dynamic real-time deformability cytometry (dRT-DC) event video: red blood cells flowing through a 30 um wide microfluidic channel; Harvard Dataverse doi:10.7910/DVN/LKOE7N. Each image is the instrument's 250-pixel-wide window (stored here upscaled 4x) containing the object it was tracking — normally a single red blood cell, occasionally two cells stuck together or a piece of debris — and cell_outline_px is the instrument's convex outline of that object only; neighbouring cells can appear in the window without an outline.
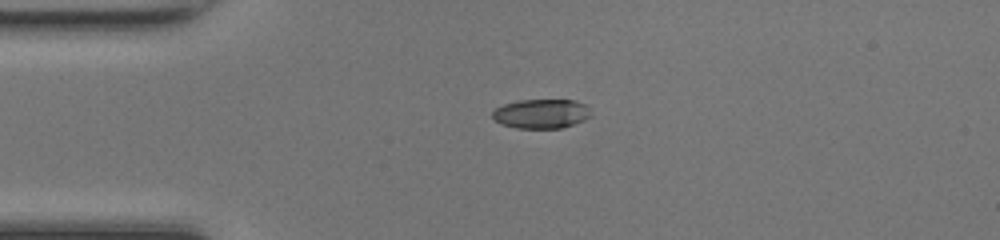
{"species": "common noctule bat (a hibernating species)", "species_latin": "Nyctalus noctula", "temperature_condition": "room temperature", "stored_images_in_passage": 38, "camera_frame_rate_fps": 3000, "um_per_image_px": 0.085, "animal": {"sex": "female", "body_mass_g": 17.0, "forearm_length_mm": 48.0}, "frame": {"image": 1, "passage_image": 1, "time_ms": 0.0, "image_size_px": [1000, 240], "cell_outline_px": [[592, 116], [584, 120], [560, 128], [516, 128], [500, 124], [492, 116], [492, 112], [496, 108], [504, 104], [520, 100], [576, 100], [584, 104]], "centroid_in_image_um": [45.99, 9.67], "position_along_channel_um": 39.0, "area_um2": 16.7}}
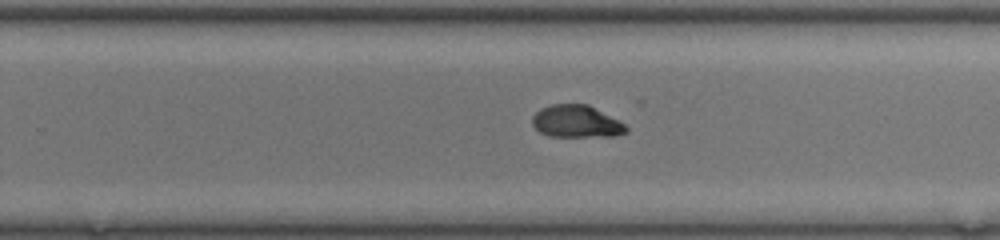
{"frame": {"image": 2, "passage_image": 20, "time_ms": 6.333, "image_size_px": [1000, 240], "cell_outline_px": [[628, 132], [616, 136], [548, 136], [540, 132], [532, 124], [532, 116], [540, 108], [552, 104], [588, 104], [624, 124], [628, 128]], "centroid_in_image_um": [48.97, 10.32], "position_along_channel_um": 280.8, "area_um2": 17.57}}
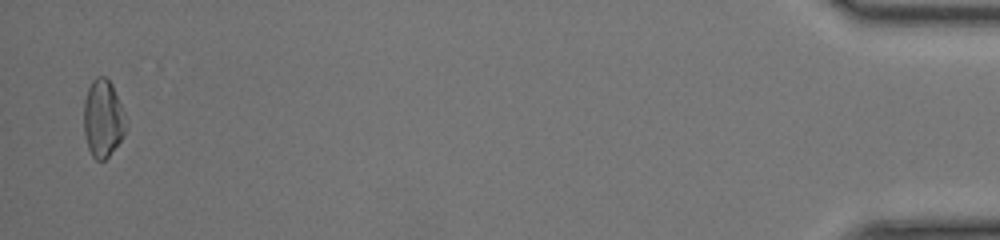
{"frame": {"image": 3, "passage_image": 37, "time_ms": 12.0, "image_size_px": [1000, 240], "cell_outline_px": [[128, 124], [124, 136], [108, 156], [104, 160], [96, 160], [92, 156], [88, 148], [84, 136], [84, 100], [88, 88], [92, 80], [96, 76], [104, 76], [112, 84], [124, 112]], "centroid_in_image_um": [8.76, 10.08], "position_along_channel_um": 426.4, "area_um2": 19.19}, "authors_computed_cell_mechanics": {"area_um2": 18.0336, "velocity_mm_per_s": 4.2823, "shape_relaxation_time_tau1_ms": 1.3515, "shape_relaxation_time_tau2_ms": null, "deformation_change_tau1": 0.1174, "deformation_change_tau2": null}}